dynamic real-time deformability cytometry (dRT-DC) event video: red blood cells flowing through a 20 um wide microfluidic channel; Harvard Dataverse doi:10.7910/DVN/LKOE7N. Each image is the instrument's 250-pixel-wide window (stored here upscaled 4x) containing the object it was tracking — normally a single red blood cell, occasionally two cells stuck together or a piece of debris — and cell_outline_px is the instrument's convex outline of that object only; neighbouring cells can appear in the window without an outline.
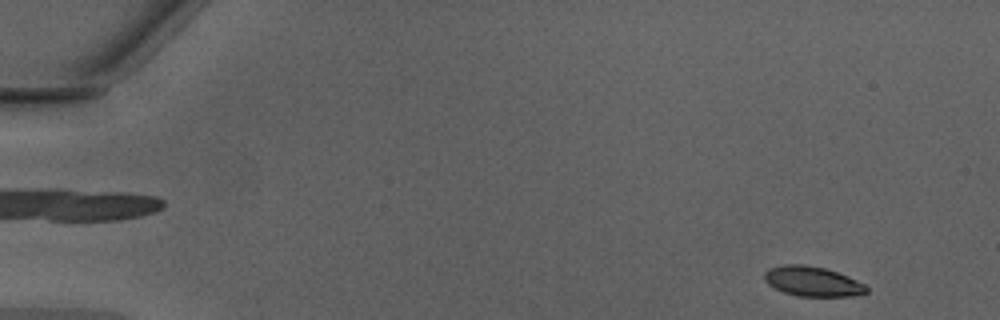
{"species": "Egyptian fruit bat (a non-hibernating species)", "species_latin": "Rousettus aegyptiacus", "temperature_condition": "warm", "stored_images_in_passage": 47, "camera_frame_rate_fps": 3000, "um_per_image_px": 0.085, "animal": {"sex": "male"}, "frame": {"image": 1, "passage_image": 2, "time_ms": 0.333, "image_size_px": [1000, 320], "cell_outline_px": [[868, 292], [852, 296], [796, 296], [784, 292], [768, 284], [764, 280], [764, 272], [768, 268], [784, 264], [800, 264], [824, 268], [848, 276], [864, 284], [868, 288]], "centroid_in_image_um": [69.04, 23.92], "position_along_channel_um": 16.0, "area_um2": 17.69}}
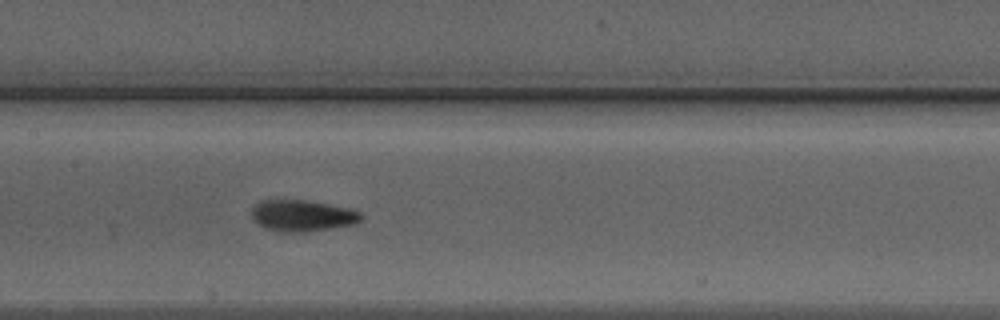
{"frame": {"image": 2, "passage_image": 23, "time_ms": 7.333, "image_size_px": [1000, 320], "cell_outline_px": [[364, 216], [360, 220], [352, 224], [328, 228], [300, 232], [280, 232], [264, 228], [252, 220], [252, 208], [260, 200], [304, 200], [352, 208], [360, 212]], "centroid_in_image_um": [25.67, 18.32], "position_along_channel_um": 181.7, "area_um2": 19.94}}
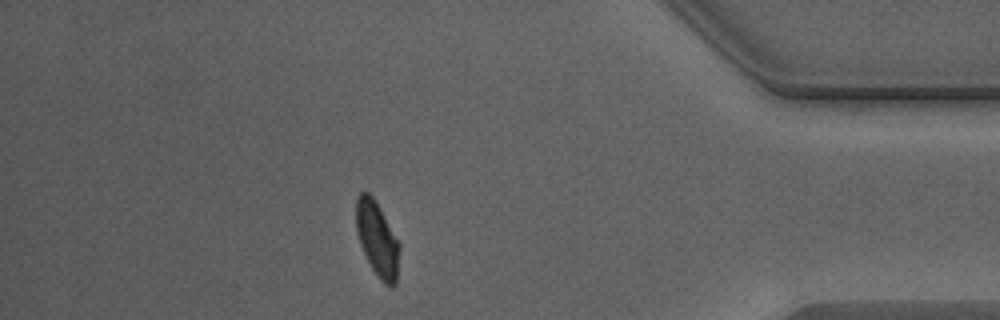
{"frame": {"image": 3, "passage_image": 41, "time_ms": 13.333, "image_size_px": [1000, 320], "cell_outline_px": [[400, 248], [396, 284], [392, 288], [384, 284], [380, 280], [372, 268], [360, 244], [356, 232], [356, 200], [360, 192], [368, 192], [372, 196], [380, 208], [400, 244]], "centroid_in_image_um": [32.07, 20.34], "position_along_channel_um": 403.1, "area_um2": 18.84}, "authors_computed_cell_mechanics": {"area_um2": 19.0162, "velocity_mm_per_s": 4.2865, "shape_relaxation_time_tau1_ms": 3.5375, "shape_relaxation_time_tau2_ms": 1.4132, "deformation_change_tau1": 0.1342, "deformation_change_tau2": 0.0683}}